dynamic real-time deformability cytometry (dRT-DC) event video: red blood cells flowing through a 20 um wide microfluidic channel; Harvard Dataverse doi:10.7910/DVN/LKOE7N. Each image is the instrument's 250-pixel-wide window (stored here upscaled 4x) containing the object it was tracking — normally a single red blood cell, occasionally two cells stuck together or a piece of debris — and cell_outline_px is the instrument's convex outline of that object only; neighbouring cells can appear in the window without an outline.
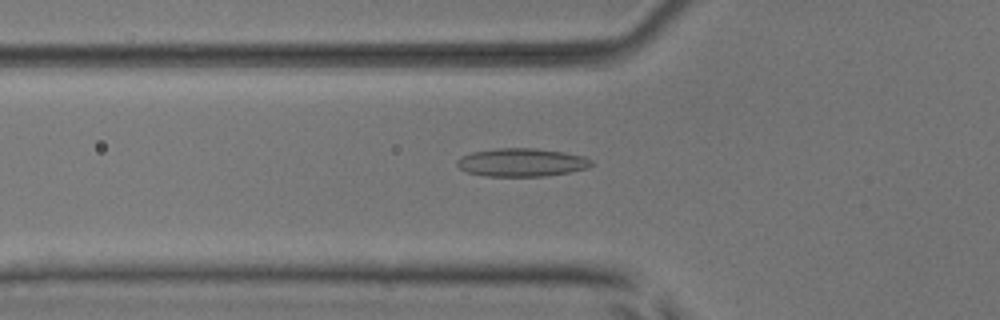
{"species": "common noctule bat (a hibernating species)", "species_latin": "Nyctalus noctula", "temperature_condition": "room temperature", "stored_images_in_passage": 53, "camera_frame_rate_fps": 3000, "um_per_image_px": 0.085, "animal": {"sex": "male", "body_mass_g": 17.9, "forearm_length_mm": 54.2}, "frame": {"image": 1, "passage_image": 19, "time_ms": 6.0, "image_size_px": [1000, 320], "cell_outline_px": [[592, 164], [588, 168], [568, 172], [544, 176], [484, 176], [468, 172], [460, 168], [456, 164], [456, 160], [460, 156], [472, 152], [496, 148], [536, 148], [564, 152], [584, 156], [592, 160]], "centroid_in_image_um": [44.32, 13.8], "position_along_channel_um": 81.5, "area_um2": 22.14}}
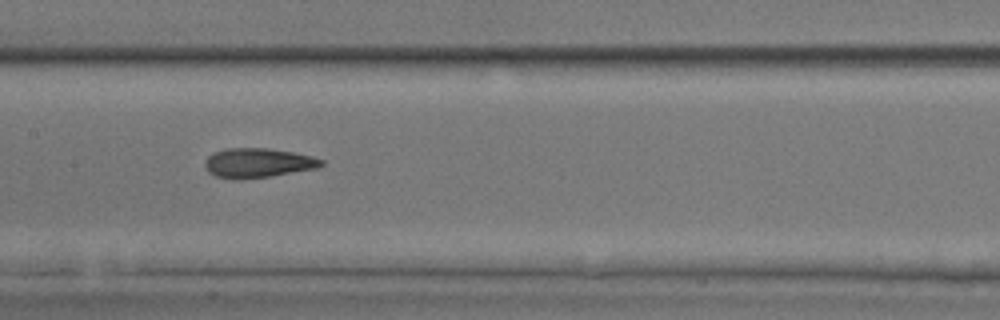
{"frame": {"image": 2, "passage_image": 27, "time_ms": 8.667, "image_size_px": [1000, 320], "cell_outline_px": [[324, 164], [316, 168], [272, 176], [236, 180], [232, 180], [216, 176], [208, 172], [204, 164], [208, 156], [224, 148], [268, 148], [292, 152], [312, 156], [324, 160]], "centroid_in_image_um": [21.91, 13.85], "position_along_channel_um": 185.5, "area_um2": 20.06}}
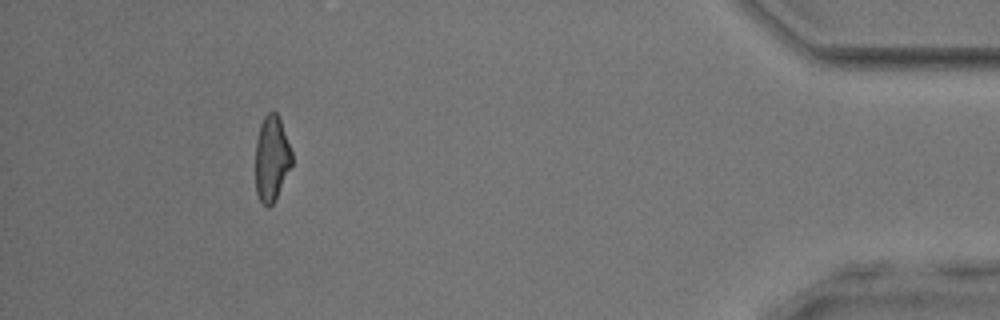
{"frame": {"image": 3, "passage_image": 49, "time_ms": 16.0, "image_size_px": [1000, 320], "cell_outline_px": [[292, 164], [276, 200], [268, 208], [260, 200], [256, 192], [256, 140], [260, 124], [264, 116], [272, 108], [276, 112], [280, 120], [292, 152]], "centroid_in_image_um": [23.09, 13.46], "position_along_channel_um": 412.1, "area_um2": 18.21}, "authors_computed_cell_mechanics": {"area_um2": 19.9988, "velocity_mm_per_s": 3.8883, "shape_relaxation_time_tau1_ms": 4.7908, "shape_relaxation_time_tau2_ms": 2.3331, "deformation_change_tau1": 0.1312, "deformation_change_tau2": 0.1047}}